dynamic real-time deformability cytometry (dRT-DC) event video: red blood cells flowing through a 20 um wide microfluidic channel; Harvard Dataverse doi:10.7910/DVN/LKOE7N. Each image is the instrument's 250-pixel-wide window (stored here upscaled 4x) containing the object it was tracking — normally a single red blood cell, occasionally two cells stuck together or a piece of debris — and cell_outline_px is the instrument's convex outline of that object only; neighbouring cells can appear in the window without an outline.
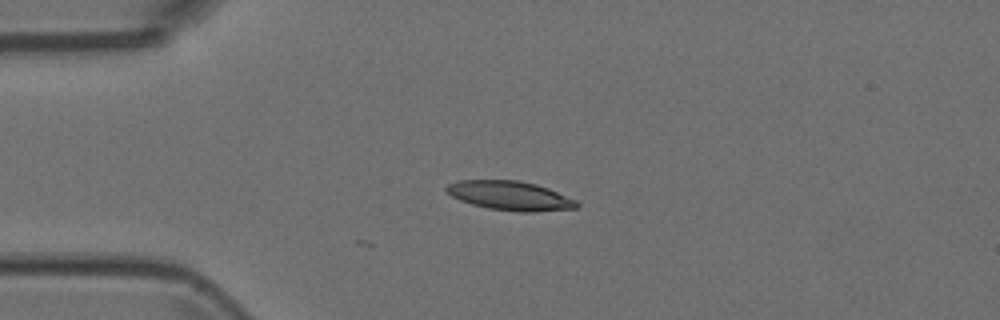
{"species": "Egyptian fruit bat (a non-hibernating species)", "species_latin": "Rousettus aegyptiacus", "temperature_condition": "room temperature", "stored_images_in_passage": 3, "camera_frame_rate_fps": 3000, "um_per_image_px": 0.085, "animal": {"sex": "female"}, "frame": {"image": 1, "passage_image": 2, "time_ms": 0.333, "image_size_px": [1000, 320], "cell_outline_px": [[580, 208], [536, 212], [520, 212], [488, 208], [472, 204], [460, 200], [452, 196], [444, 188], [448, 184], [460, 180], [516, 180], [536, 184], [548, 188], [576, 200], [580, 204]], "centroid_in_image_um": [43.39, 16.64], "position_along_channel_um": 41.6, "area_um2": 22.2}}